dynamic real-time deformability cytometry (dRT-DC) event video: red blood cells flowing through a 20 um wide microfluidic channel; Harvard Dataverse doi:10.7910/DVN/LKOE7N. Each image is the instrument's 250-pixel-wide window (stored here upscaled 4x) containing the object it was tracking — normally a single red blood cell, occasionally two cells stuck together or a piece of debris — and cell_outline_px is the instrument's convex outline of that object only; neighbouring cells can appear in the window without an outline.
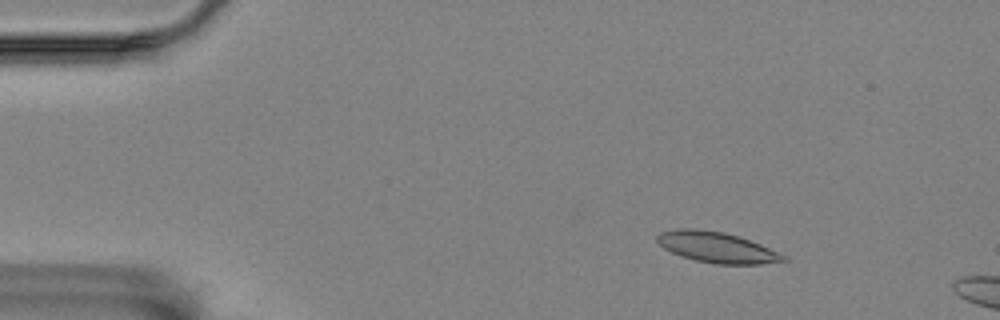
{"species": "Egyptian fruit bat (a non-hibernating species)", "species_latin": "Rousettus aegyptiacus", "temperature_condition": "room temperature", "stored_images_in_passage": 6, "camera_frame_rate_fps": 3000, "um_per_image_px": 0.085, "animal": {"sex": "female"}, "frame": {"image": 1, "passage_image": 3, "time_ms": 0.667, "image_size_px": [1000, 320], "cell_outline_px": [[788, 260], [760, 264], [716, 264], [696, 260], [680, 256], [664, 248], [656, 240], [656, 236], [660, 232], [676, 228], [692, 228], [724, 232], [760, 244], [788, 256]], "centroid_in_image_um": [60.91, 21.02], "position_along_channel_um": 24.1, "area_um2": 22.48}}